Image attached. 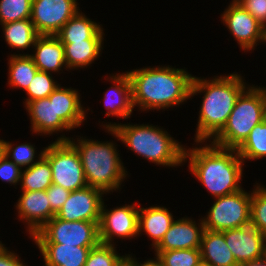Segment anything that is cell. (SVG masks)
Masks as SVG:
<instances>
[{"label":"cell","instance_id":"obj_1","mask_svg":"<svg viewBox=\"0 0 266 266\" xmlns=\"http://www.w3.org/2000/svg\"><path fill=\"white\" fill-rule=\"evenodd\" d=\"M132 85L133 106L141 111L179 106L191 98L193 77L185 69L168 66L126 71Z\"/></svg>","mask_w":266,"mask_h":266},{"label":"cell","instance_id":"obj_2","mask_svg":"<svg viewBox=\"0 0 266 266\" xmlns=\"http://www.w3.org/2000/svg\"><path fill=\"white\" fill-rule=\"evenodd\" d=\"M214 77L210 80L193 77L191 97L204 93L196 124L194 141L197 145L211 141L223 129L237 98L248 87L238 73Z\"/></svg>","mask_w":266,"mask_h":266},{"label":"cell","instance_id":"obj_3","mask_svg":"<svg viewBox=\"0 0 266 266\" xmlns=\"http://www.w3.org/2000/svg\"><path fill=\"white\" fill-rule=\"evenodd\" d=\"M189 170L214 198L235 193L242 189L244 161L236 149L206 144L184 149V162Z\"/></svg>","mask_w":266,"mask_h":266},{"label":"cell","instance_id":"obj_4","mask_svg":"<svg viewBox=\"0 0 266 266\" xmlns=\"http://www.w3.org/2000/svg\"><path fill=\"white\" fill-rule=\"evenodd\" d=\"M102 126L129 150L158 166L176 167L184 163L185 146L157 125L114 122Z\"/></svg>","mask_w":266,"mask_h":266},{"label":"cell","instance_id":"obj_5","mask_svg":"<svg viewBox=\"0 0 266 266\" xmlns=\"http://www.w3.org/2000/svg\"><path fill=\"white\" fill-rule=\"evenodd\" d=\"M57 141H69L76 148L88 186L101 189L106 194L121 189L128 174L115 142H100L79 136L75 141L65 134L58 137Z\"/></svg>","mask_w":266,"mask_h":266},{"label":"cell","instance_id":"obj_6","mask_svg":"<svg viewBox=\"0 0 266 266\" xmlns=\"http://www.w3.org/2000/svg\"><path fill=\"white\" fill-rule=\"evenodd\" d=\"M266 118V87L248 86L237 98L223 129L209 141L226 149H238L251 130Z\"/></svg>","mask_w":266,"mask_h":266},{"label":"cell","instance_id":"obj_7","mask_svg":"<svg viewBox=\"0 0 266 266\" xmlns=\"http://www.w3.org/2000/svg\"><path fill=\"white\" fill-rule=\"evenodd\" d=\"M44 157L52 169V183L70 192L87 187L81 159L69 141L55 140L45 147Z\"/></svg>","mask_w":266,"mask_h":266},{"label":"cell","instance_id":"obj_8","mask_svg":"<svg viewBox=\"0 0 266 266\" xmlns=\"http://www.w3.org/2000/svg\"><path fill=\"white\" fill-rule=\"evenodd\" d=\"M99 222L65 221L52 217L32 238L35 243L95 247L100 243Z\"/></svg>","mask_w":266,"mask_h":266},{"label":"cell","instance_id":"obj_9","mask_svg":"<svg viewBox=\"0 0 266 266\" xmlns=\"http://www.w3.org/2000/svg\"><path fill=\"white\" fill-rule=\"evenodd\" d=\"M208 215L202 218L204 228L210 231H224L238 228L250 217L251 194L243 188L235 193L214 198Z\"/></svg>","mask_w":266,"mask_h":266},{"label":"cell","instance_id":"obj_10","mask_svg":"<svg viewBox=\"0 0 266 266\" xmlns=\"http://www.w3.org/2000/svg\"><path fill=\"white\" fill-rule=\"evenodd\" d=\"M239 266L261 263L266 237L249 217L238 228L222 231Z\"/></svg>","mask_w":266,"mask_h":266},{"label":"cell","instance_id":"obj_11","mask_svg":"<svg viewBox=\"0 0 266 266\" xmlns=\"http://www.w3.org/2000/svg\"><path fill=\"white\" fill-rule=\"evenodd\" d=\"M102 205L98 223L100 242L114 245V237L122 239L137 238L139 204L123 205L113 209H106Z\"/></svg>","mask_w":266,"mask_h":266},{"label":"cell","instance_id":"obj_12","mask_svg":"<svg viewBox=\"0 0 266 266\" xmlns=\"http://www.w3.org/2000/svg\"><path fill=\"white\" fill-rule=\"evenodd\" d=\"M221 21L237 40L241 50L250 52L255 50L258 43H265L266 29L237 1L232 0L221 14Z\"/></svg>","mask_w":266,"mask_h":266},{"label":"cell","instance_id":"obj_13","mask_svg":"<svg viewBox=\"0 0 266 266\" xmlns=\"http://www.w3.org/2000/svg\"><path fill=\"white\" fill-rule=\"evenodd\" d=\"M77 0H33L31 21L39 35H56L79 12Z\"/></svg>","mask_w":266,"mask_h":266},{"label":"cell","instance_id":"obj_14","mask_svg":"<svg viewBox=\"0 0 266 266\" xmlns=\"http://www.w3.org/2000/svg\"><path fill=\"white\" fill-rule=\"evenodd\" d=\"M104 194L91 186L72 191L55 216L65 221L99 222Z\"/></svg>","mask_w":266,"mask_h":266},{"label":"cell","instance_id":"obj_15","mask_svg":"<svg viewBox=\"0 0 266 266\" xmlns=\"http://www.w3.org/2000/svg\"><path fill=\"white\" fill-rule=\"evenodd\" d=\"M48 201L46 190L22 191L18 198L15 205L18 217L28 226L26 231L30 237L55 216Z\"/></svg>","mask_w":266,"mask_h":266},{"label":"cell","instance_id":"obj_16","mask_svg":"<svg viewBox=\"0 0 266 266\" xmlns=\"http://www.w3.org/2000/svg\"><path fill=\"white\" fill-rule=\"evenodd\" d=\"M199 222L188 217L174 220L154 251L200 248L205 228L202 218Z\"/></svg>","mask_w":266,"mask_h":266},{"label":"cell","instance_id":"obj_17","mask_svg":"<svg viewBox=\"0 0 266 266\" xmlns=\"http://www.w3.org/2000/svg\"><path fill=\"white\" fill-rule=\"evenodd\" d=\"M31 122V131L36 134L53 135V133L71 129L55 115L54 91L46 98L36 99L25 105Z\"/></svg>","mask_w":266,"mask_h":266},{"label":"cell","instance_id":"obj_18","mask_svg":"<svg viewBox=\"0 0 266 266\" xmlns=\"http://www.w3.org/2000/svg\"><path fill=\"white\" fill-rule=\"evenodd\" d=\"M113 83L104 95L105 116L128 119L134 110L132 102V85L127 73H116L106 77Z\"/></svg>","mask_w":266,"mask_h":266},{"label":"cell","instance_id":"obj_19","mask_svg":"<svg viewBox=\"0 0 266 266\" xmlns=\"http://www.w3.org/2000/svg\"><path fill=\"white\" fill-rule=\"evenodd\" d=\"M33 54H28L39 71L47 73L67 70L64 46L56 35H39L33 46Z\"/></svg>","mask_w":266,"mask_h":266},{"label":"cell","instance_id":"obj_20","mask_svg":"<svg viewBox=\"0 0 266 266\" xmlns=\"http://www.w3.org/2000/svg\"><path fill=\"white\" fill-rule=\"evenodd\" d=\"M79 94L78 90L64 88L60 84L54 90L55 115H58L71 130L80 128L87 117V110H84Z\"/></svg>","mask_w":266,"mask_h":266},{"label":"cell","instance_id":"obj_21","mask_svg":"<svg viewBox=\"0 0 266 266\" xmlns=\"http://www.w3.org/2000/svg\"><path fill=\"white\" fill-rule=\"evenodd\" d=\"M138 214V235L145 232L152 240L154 249L163 239L174 221L173 215L169 210L162 206L140 207Z\"/></svg>","mask_w":266,"mask_h":266},{"label":"cell","instance_id":"obj_22","mask_svg":"<svg viewBox=\"0 0 266 266\" xmlns=\"http://www.w3.org/2000/svg\"><path fill=\"white\" fill-rule=\"evenodd\" d=\"M45 266H84L92 247L58 243H35Z\"/></svg>","mask_w":266,"mask_h":266},{"label":"cell","instance_id":"obj_23","mask_svg":"<svg viewBox=\"0 0 266 266\" xmlns=\"http://www.w3.org/2000/svg\"><path fill=\"white\" fill-rule=\"evenodd\" d=\"M200 252L206 266H239L220 231L204 229Z\"/></svg>","mask_w":266,"mask_h":266},{"label":"cell","instance_id":"obj_24","mask_svg":"<svg viewBox=\"0 0 266 266\" xmlns=\"http://www.w3.org/2000/svg\"><path fill=\"white\" fill-rule=\"evenodd\" d=\"M104 40L61 41L68 69L87 68L98 59Z\"/></svg>","mask_w":266,"mask_h":266},{"label":"cell","instance_id":"obj_25","mask_svg":"<svg viewBox=\"0 0 266 266\" xmlns=\"http://www.w3.org/2000/svg\"><path fill=\"white\" fill-rule=\"evenodd\" d=\"M101 25L90 20L80 11L56 34L60 41L104 40Z\"/></svg>","mask_w":266,"mask_h":266},{"label":"cell","instance_id":"obj_26","mask_svg":"<svg viewBox=\"0 0 266 266\" xmlns=\"http://www.w3.org/2000/svg\"><path fill=\"white\" fill-rule=\"evenodd\" d=\"M1 26L7 44L16 50L33 47L39 36L31 19L8 22Z\"/></svg>","mask_w":266,"mask_h":266},{"label":"cell","instance_id":"obj_27","mask_svg":"<svg viewBox=\"0 0 266 266\" xmlns=\"http://www.w3.org/2000/svg\"><path fill=\"white\" fill-rule=\"evenodd\" d=\"M8 86L23 91L29 87L38 68L28 54H11L8 60Z\"/></svg>","mask_w":266,"mask_h":266},{"label":"cell","instance_id":"obj_28","mask_svg":"<svg viewBox=\"0 0 266 266\" xmlns=\"http://www.w3.org/2000/svg\"><path fill=\"white\" fill-rule=\"evenodd\" d=\"M52 184V169L44 156L21 172L20 186L23 191H44Z\"/></svg>","mask_w":266,"mask_h":266},{"label":"cell","instance_id":"obj_29","mask_svg":"<svg viewBox=\"0 0 266 266\" xmlns=\"http://www.w3.org/2000/svg\"><path fill=\"white\" fill-rule=\"evenodd\" d=\"M237 153L244 162L266 157V118L251 130Z\"/></svg>","mask_w":266,"mask_h":266},{"label":"cell","instance_id":"obj_30","mask_svg":"<svg viewBox=\"0 0 266 266\" xmlns=\"http://www.w3.org/2000/svg\"><path fill=\"white\" fill-rule=\"evenodd\" d=\"M161 266H198L202 263L200 248L155 251Z\"/></svg>","mask_w":266,"mask_h":266},{"label":"cell","instance_id":"obj_31","mask_svg":"<svg viewBox=\"0 0 266 266\" xmlns=\"http://www.w3.org/2000/svg\"><path fill=\"white\" fill-rule=\"evenodd\" d=\"M1 141L5 149V155L9 159L11 158L10 160L21 169L32 166L37 161H39L45 153V148L42 151L40 150V154L37 155L38 159H35L37 152L35 151L36 148L33 146V144L31 145V143H21L19 145H15L3 139H1Z\"/></svg>","mask_w":266,"mask_h":266},{"label":"cell","instance_id":"obj_32","mask_svg":"<svg viewBox=\"0 0 266 266\" xmlns=\"http://www.w3.org/2000/svg\"><path fill=\"white\" fill-rule=\"evenodd\" d=\"M33 0H0V25L31 19Z\"/></svg>","mask_w":266,"mask_h":266},{"label":"cell","instance_id":"obj_33","mask_svg":"<svg viewBox=\"0 0 266 266\" xmlns=\"http://www.w3.org/2000/svg\"><path fill=\"white\" fill-rule=\"evenodd\" d=\"M58 85L51 73L38 70L26 89L28 97L24 100V105L30 101L48 97Z\"/></svg>","mask_w":266,"mask_h":266},{"label":"cell","instance_id":"obj_34","mask_svg":"<svg viewBox=\"0 0 266 266\" xmlns=\"http://www.w3.org/2000/svg\"><path fill=\"white\" fill-rule=\"evenodd\" d=\"M115 245L99 243L92 247L84 266H115L122 257Z\"/></svg>","mask_w":266,"mask_h":266},{"label":"cell","instance_id":"obj_35","mask_svg":"<svg viewBox=\"0 0 266 266\" xmlns=\"http://www.w3.org/2000/svg\"><path fill=\"white\" fill-rule=\"evenodd\" d=\"M251 193L250 217L255 221L261 233L266 237V188L259 183ZM259 184V185H258Z\"/></svg>","mask_w":266,"mask_h":266},{"label":"cell","instance_id":"obj_36","mask_svg":"<svg viewBox=\"0 0 266 266\" xmlns=\"http://www.w3.org/2000/svg\"><path fill=\"white\" fill-rule=\"evenodd\" d=\"M22 169L12 162L6 155L0 161V179L11 185L20 182Z\"/></svg>","mask_w":266,"mask_h":266},{"label":"cell","instance_id":"obj_37","mask_svg":"<svg viewBox=\"0 0 266 266\" xmlns=\"http://www.w3.org/2000/svg\"><path fill=\"white\" fill-rule=\"evenodd\" d=\"M266 29V0H235Z\"/></svg>","mask_w":266,"mask_h":266},{"label":"cell","instance_id":"obj_38","mask_svg":"<svg viewBox=\"0 0 266 266\" xmlns=\"http://www.w3.org/2000/svg\"><path fill=\"white\" fill-rule=\"evenodd\" d=\"M46 193L49 200L48 202L50 203L51 210L56 215L59 212L60 208L68 199L70 191L64 189L62 186L52 184L50 187L46 189Z\"/></svg>","mask_w":266,"mask_h":266},{"label":"cell","instance_id":"obj_39","mask_svg":"<svg viewBox=\"0 0 266 266\" xmlns=\"http://www.w3.org/2000/svg\"><path fill=\"white\" fill-rule=\"evenodd\" d=\"M0 266H26V264L20 260L17 253L8 251V248L0 241Z\"/></svg>","mask_w":266,"mask_h":266},{"label":"cell","instance_id":"obj_40","mask_svg":"<svg viewBox=\"0 0 266 266\" xmlns=\"http://www.w3.org/2000/svg\"><path fill=\"white\" fill-rule=\"evenodd\" d=\"M115 266H138V262L135 257H132V255L125 254V256L122 255Z\"/></svg>","mask_w":266,"mask_h":266},{"label":"cell","instance_id":"obj_41","mask_svg":"<svg viewBox=\"0 0 266 266\" xmlns=\"http://www.w3.org/2000/svg\"><path fill=\"white\" fill-rule=\"evenodd\" d=\"M138 266H161L159 261L155 258V259H148L146 261H144V263H138Z\"/></svg>","mask_w":266,"mask_h":266},{"label":"cell","instance_id":"obj_42","mask_svg":"<svg viewBox=\"0 0 266 266\" xmlns=\"http://www.w3.org/2000/svg\"><path fill=\"white\" fill-rule=\"evenodd\" d=\"M261 264H262L263 266H266V243H265V245H264V250H263V255H262Z\"/></svg>","mask_w":266,"mask_h":266},{"label":"cell","instance_id":"obj_43","mask_svg":"<svg viewBox=\"0 0 266 266\" xmlns=\"http://www.w3.org/2000/svg\"><path fill=\"white\" fill-rule=\"evenodd\" d=\"M4 155H5V149H4L3 143H2V141L0 139V161L3 158Z\"/></svg>","mask_w":266,"mask_h":266},{"label":"cell","instance_id":"obj_44","mask_svg":"<svg viewBox=\"0 0 266 266\" xmlns=\"http://www.w3.org/2000/svg\"><path fill=\"white\" fill-rule=\"evenodd\" d=\"M243 266H263V265L261 263H256V264H248Z\"/></svg>","mask_w":266,"mask_h":266},{"label":"cell","instance_id":"obj_45","mask_svg":"<svg viewBox=\"0 0 266 266\" xmlns=\"http://www.w3.org/2000/svg\"><path fill=\"white\" fill-rule=\"evenodd\" d=\"M198 266H206L203 262L200 264V265H198Z\"/></svg>","mask_w":266,"mask_h":266}]
</instances>
